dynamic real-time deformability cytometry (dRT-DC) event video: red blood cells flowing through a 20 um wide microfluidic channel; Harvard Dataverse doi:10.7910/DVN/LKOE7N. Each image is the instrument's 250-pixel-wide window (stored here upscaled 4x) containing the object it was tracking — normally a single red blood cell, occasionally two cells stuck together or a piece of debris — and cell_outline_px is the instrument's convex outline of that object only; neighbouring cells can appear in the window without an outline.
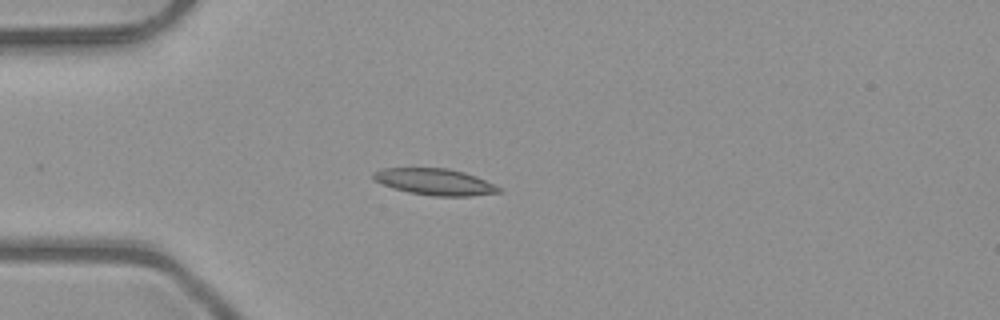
{"species": "common noctule bat (a hibernating species)", "species_latin": "Nyctalus noctula", "temperature_condition": "room temperature", "stored_images_in_passage": 5, "camera_frame_rate_fps": 3000, "um_per_image_px": 0.085, "animal": {"sex": "male", "body_mass_g": 23.1, "forearm_length_mm": 52.7}, "frame": {"image": 1, "passage_image": 4, "time_ms": 1.0, "image_size_px": [1000, 320], "cell_outline_px": [[504, 192], [468, 196], [432, 196], [408, 192], [392, 188], [376, 180], [372, 176], [372, 172], [384, 168], [448, 168], [464, 172], [476, 176], [500, 188]], "centroid_in_image_um": [36.96, 15.46], "position_along_channel_um": 48.0, "area_um2": 19.25}}